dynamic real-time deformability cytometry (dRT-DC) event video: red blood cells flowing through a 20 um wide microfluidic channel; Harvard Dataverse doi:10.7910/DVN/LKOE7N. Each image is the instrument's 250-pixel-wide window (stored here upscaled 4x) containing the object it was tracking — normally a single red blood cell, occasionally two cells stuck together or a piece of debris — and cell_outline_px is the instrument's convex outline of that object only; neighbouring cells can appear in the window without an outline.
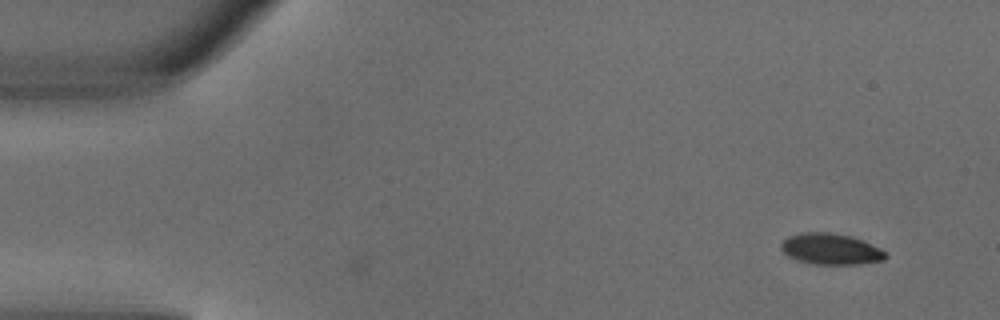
{"species": "common noctule bat (a hibernating species)", "species_latin": "Nyctalus noctula", "temperature_condition": "warm", "stored_images_in_passage": 4, "camera_frame_rate_fps": 3000, "um_per_image_px": 0.085, "animal": {"sex": "male", "body_mass_g": 18.8}, "frame": {"image": 1, "passage_image": 1, "time_ms": 0.0, "image_size_px": [1000, 320], "cell_outline_px": [[888, 256], [884, 260], [860, 264], [816, 264], [800, 260], [788, 256], [780, 248], [780, 244], [788, 236], [800, 232], [828, 232], [852, 236], [864, 240], [880, 248]], "centroid_in_image_um": [70.63, 21.15], "position_along_channel_um": 14.4, "area_um2": 18.96}}
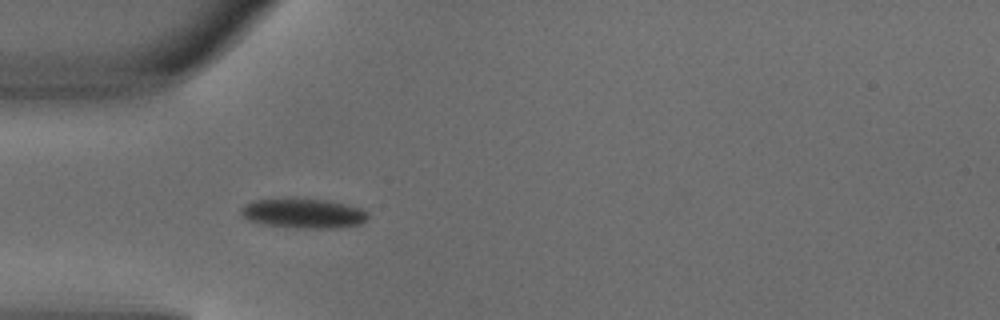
{"frame": {"image": 2, "passage_image": 4, "time_ms": 1.0, "image_size_px": [1000, 320], "cell_outline_px": [[368, 216], [360, 224], [336, 228], [296, 228], [264, 224], [248, 220], [240, 212], [240, 208], [244, 204], [256, 200], [328, 200], [364, 208], [368, 212]], "centroid_in_image_um": [25.83, 18.15], "position_along_channel_um": 59.2, "area_um2": 21.56}}